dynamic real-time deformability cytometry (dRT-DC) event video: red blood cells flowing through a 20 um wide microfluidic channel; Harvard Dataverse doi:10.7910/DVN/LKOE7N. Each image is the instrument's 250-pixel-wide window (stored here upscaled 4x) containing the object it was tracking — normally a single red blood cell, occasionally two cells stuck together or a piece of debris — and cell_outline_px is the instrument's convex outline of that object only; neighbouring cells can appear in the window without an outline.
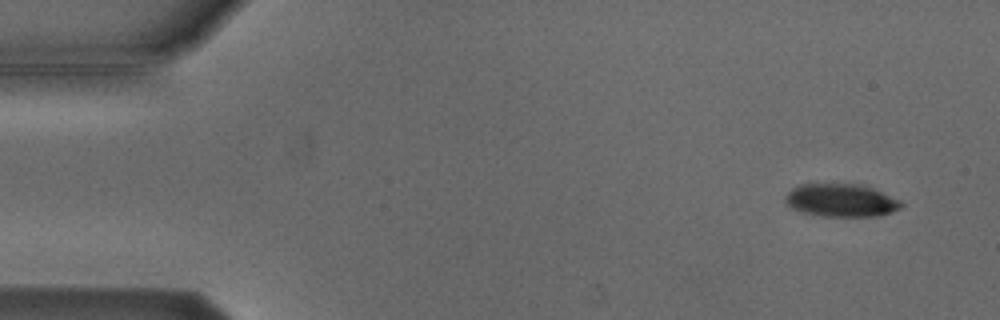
{"species": "Egyptian fruit bat (a non-hibernating species)", "species_latin": "Rousettus aegyptiacus", "temperature_condition": "cold", "stored_images_in_passage": 5, "segment_of_instrument_passage": [1, 2], "camera_frame_rate_fps": 3000, "um_per_image_px": 0.085, "animal": {"sex": "male"}, "frame": {"image": 1, "passage_image": 1, "time_ms": 0.0, "image_size_px": [1000, 320], "cell_outline_px": [[904, 204], [900, 208], [892, 212], [880, 216], [820, 216], [804, 212], [792, 208], [784, 200], [784, 196], [792, 188], [800, 184], [856, 184], [872, 188], [900, 200]], "centroid_in_image_um": [71.49, 17.03], "position_along_channel_um": 13.5, "area_um2": 22.14}}
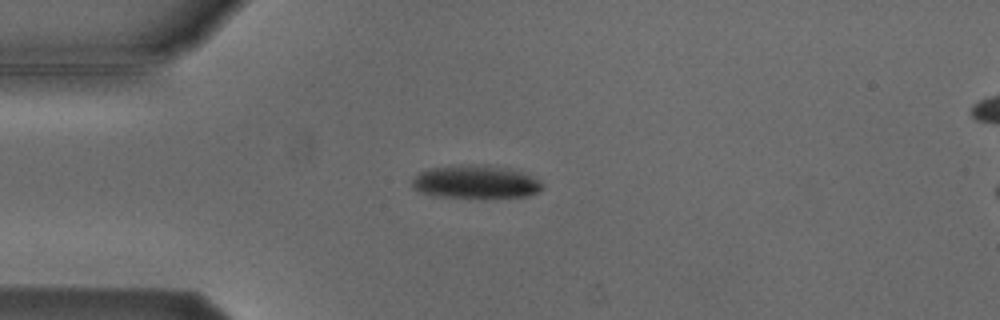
{"frame": {"image": 2, "passage_image": 4, "time_ms": 3.333, "image_size_px": [1000, 320], "cell_outline_px": [[544, 188], [528, 196], [480, 200], [436, 196], [420, 192], [412, 188], [412, 180], [420, 172], [428, 168], [460, 164], [484, 164], [508, 168], [532, 176], [540, 180], [544, 184]], "centroid_in_image_um": [40.44, 15.49], "position_along_channel_um": 44.6, "area_um2": 26.24}}